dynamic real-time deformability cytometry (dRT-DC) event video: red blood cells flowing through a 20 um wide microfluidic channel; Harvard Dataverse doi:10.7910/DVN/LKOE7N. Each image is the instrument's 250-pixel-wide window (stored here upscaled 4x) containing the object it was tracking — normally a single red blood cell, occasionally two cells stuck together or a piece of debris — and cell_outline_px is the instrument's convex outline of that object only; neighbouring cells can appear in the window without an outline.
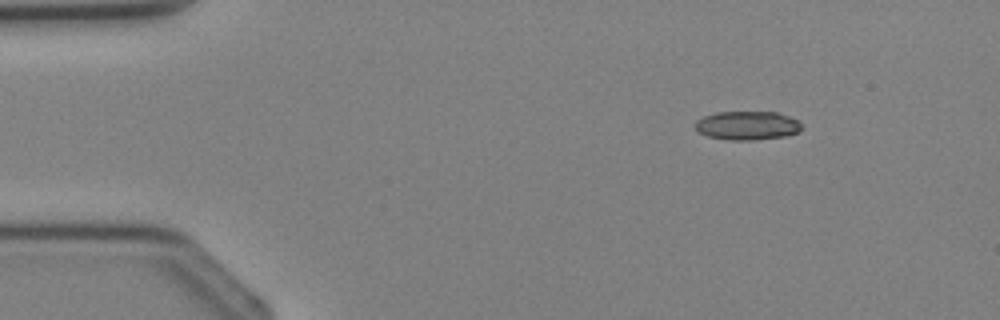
{"species": "Egyptian fruit bat (a non-hibernating species)", "species_latin": "Rousettus aegyptiacus", "temperature_condition": "cold", "stored_images_in_passage": 3, "camera_frame_rate_fps": 3000, "um_per_image_px": 0.085, "animal": {"sex": "female"}, "frame": {"image": 1, "passage_image": 1, "time_ms": 0.0, "image_size_px": [1000, 320], "cell_outline_px": [[800, 128], [796, 132], [788, 136], [752, 140], [728, 140], [708, 136], [700, 132], [692, 124], [696, 120], [704, 116], [716, 112], [776, 112], [800, 120]], "centroid_in_image_um": [63.49, 10.67], "position_along_channel_um": 21.5, "area_um2": 17.86}}
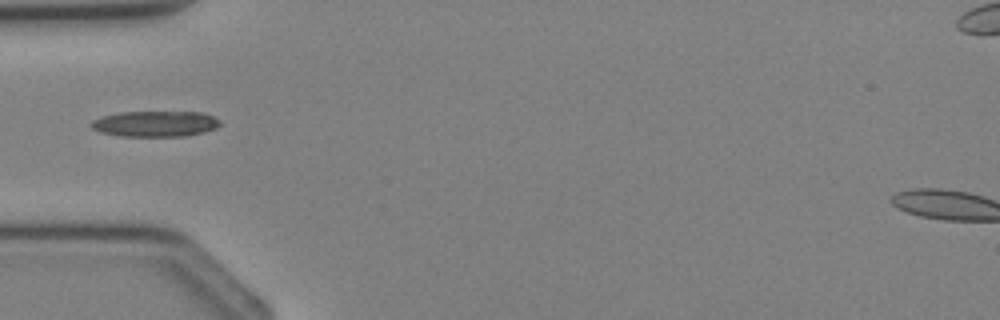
{"frame": {"image": 2, "passage_image": 3, "time_ms": 2.333, "image_size_px": [1000, 320], "cell_outline_px": [[220, 124], [216, 128], [204, 132], [184, 136], [120, 136], [100, 132], [92, 128], [88, 124], [92, 120], [100, 116], [120, 112], [200, 112], [212, 116], [220, 120]], "centroid_in_image_um": [13.15, 10.52], "position_along_channel_um": 71.9, "area_um2": 19.42}}